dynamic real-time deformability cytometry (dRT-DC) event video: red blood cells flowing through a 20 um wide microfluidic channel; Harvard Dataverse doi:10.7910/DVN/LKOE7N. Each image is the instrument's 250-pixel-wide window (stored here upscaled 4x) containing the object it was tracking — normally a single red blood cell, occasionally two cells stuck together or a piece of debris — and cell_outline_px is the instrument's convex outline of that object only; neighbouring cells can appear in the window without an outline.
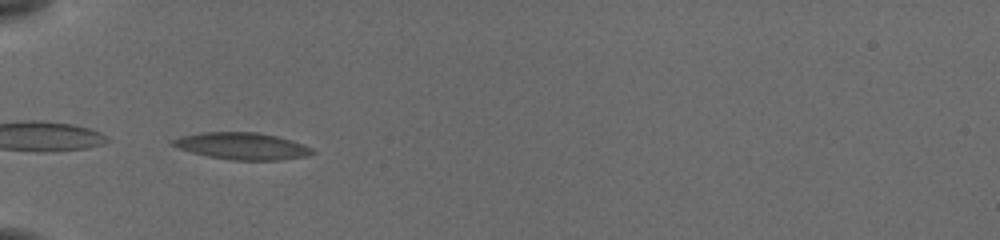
{"species": "common noctule bat (a hibernating species)", "species_latin": "Nyctalus noctula", "temperature_condition": "cold", "stored_images_in_passage": 36, "camera_frame_rate_fps": 3000, "um_per_image_px": 0.085, "animal": {"sex": "female", "body_mass_g": 19.5, "forearm_length_mm": 54.1}, "frame": {"image": 1, "passage_image": 1, "time_ms": 0.0, "image_size_px": [1000, 240], "cell_outline_px": [[316, 152], [308, 156], [280, 160], [232, 160], [208, 156], [192, 152], [180, 148], [172, 144], [172, 140], [180, 136], [204, 132], [256, 132], [276, 136], [292, 140], [312, 148]], "centroid_in_image_um": [20.62, 12.41], "position_along_channel_um": 64.4, "area_um2": 21.73}}
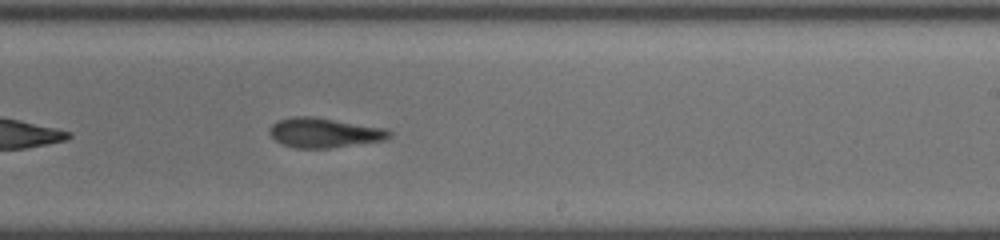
{"frame": {"image": 2, "passage_image": 17, "time_ms": 5.333, "image_size_px": [1000, 240], "cell_outline_px": [[392, 132], [384, 140], [328, 148], [296, 148], [284, 144], [276, 140], [268, 132], [272, 124], [276, 120], [296, 116], [312, 116], [388, 128]], "centroid_in_image_um": [27.56, 11.26], "position_along_channel_um": 261.4, "area_um2": 20.63}}
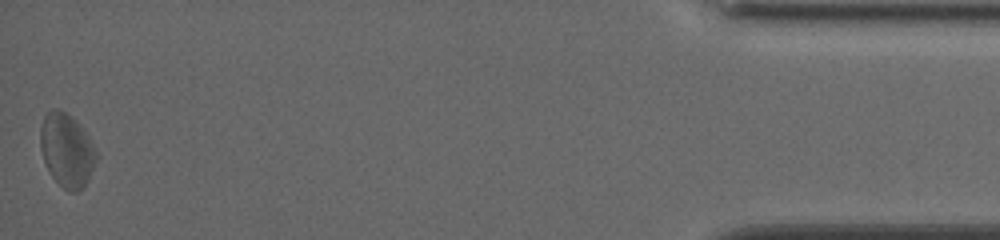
{"frame": {"image": 3, "passage_image": 36, "time_ms": 11.667, "image_size_px": [1000, 240], "cell_outline_px": [[100, 156], [88, 180], [76, 192], [68, 192], [52, 176], [44, 160], [40, 148], [40, 128], [44, 116], [52, 108], [56, 108], [64, 112], [88, 136]], "centroid_in_image_um": [5.68, 12.79], "position_along_channel_um": 429.5, "area_um2": 23.58}, "authors_computed_cell_mechanics": {"area_um2": 21.0392, "velocity_mm_per_s": 3.8509, "shape_relaxation_time_tau1_ms": null, "shape_relaxation_time_tau2_ms": 3.5329, "deformation_change_tau1": null, "deformation_change_tau2": 0.1042}}